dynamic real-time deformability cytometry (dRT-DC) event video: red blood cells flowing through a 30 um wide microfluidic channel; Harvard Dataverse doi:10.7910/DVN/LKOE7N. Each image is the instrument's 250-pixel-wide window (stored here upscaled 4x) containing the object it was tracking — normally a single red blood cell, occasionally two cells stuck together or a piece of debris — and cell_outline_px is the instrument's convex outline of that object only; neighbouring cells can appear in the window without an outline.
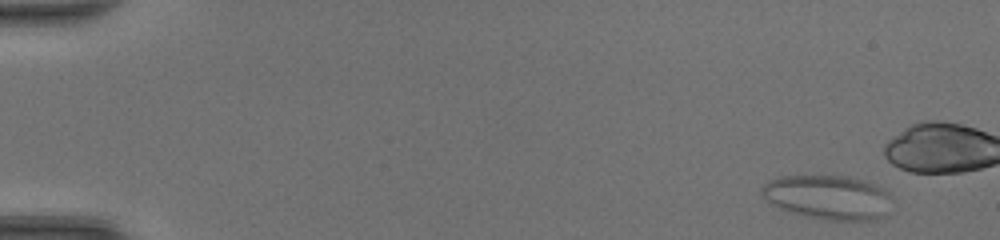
{"species": "common noctule bat (a hibernating species)", "species_latin": "Nyctalus noctula", "temperature_condition": "room temperature", "stored_images_in_passage": 48, "camera_frame_rate_fps": 3000, "um_per_image_px": 0.085, "animal": {"sex": "female", "body_mass_g": 20.0, "forearm_length_mm": 54.0}, "frame": {"image": 1, "passage_image": 2, "time_ms": 0.333, "image_size_px": [1000, 240], "cell_outline_px": [[892, 200], [884, 216], [876, 220], [828, 220], [808, 216], [780, 208], [772, 204], [760, 196], [760, 188], [768, 180], [780, 176], [848, 176], [864, 180], [884, 188], [892, 196]], "centroid_in_image_um": [70.39, 16.75], "position_along_channel_um": 14.6, "area_um2": 33.76}}
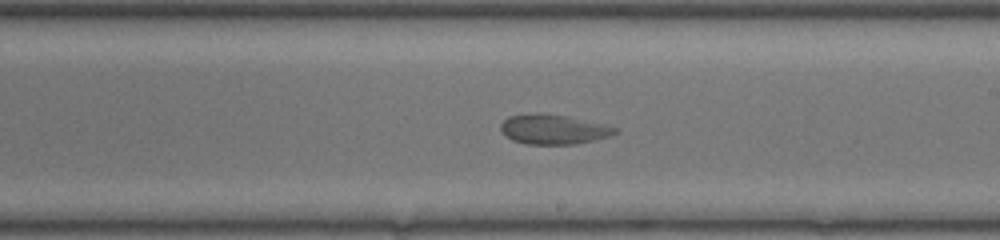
{"frame": {"image": 2, "passage_image": 28, "time_ms": 9.0, "image_size_px": [1000, 240], "cell_outline_px": [[620, 132], [596, 140], [576, 144], [528, 144], [512, 140], [504, 136], [500, 128], [500, 124], [508, 116], [536, 112], [540, 112], [564, 116], [608, 124], [620, 128]], "centroid_in_image_um": [47.07, 10.99], "position_along_channel_um": 241.9, "area_um2": 20.17}}
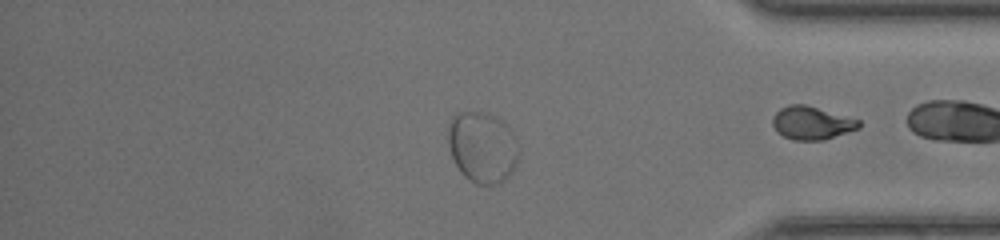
{"frame": {"image": 3, "passage_image": 40, "time_ms": 13.0, "image_size_px": [1000, 240], "cell_outline_px": [[520, 152], [516, 164], [512, 172], [504, 180], [496, 184], [476, 184], [468, 180], [460, 172], [448, 148], [448, 124], [452, 116], [456, 112], [484, 112], [504, 120], [508, 124], [516, 136], [520, 148]], "centroid_in_image_um": [41.02, 12.49], "position_along_channel_um": 394.2, "area_um2": 29.94}}